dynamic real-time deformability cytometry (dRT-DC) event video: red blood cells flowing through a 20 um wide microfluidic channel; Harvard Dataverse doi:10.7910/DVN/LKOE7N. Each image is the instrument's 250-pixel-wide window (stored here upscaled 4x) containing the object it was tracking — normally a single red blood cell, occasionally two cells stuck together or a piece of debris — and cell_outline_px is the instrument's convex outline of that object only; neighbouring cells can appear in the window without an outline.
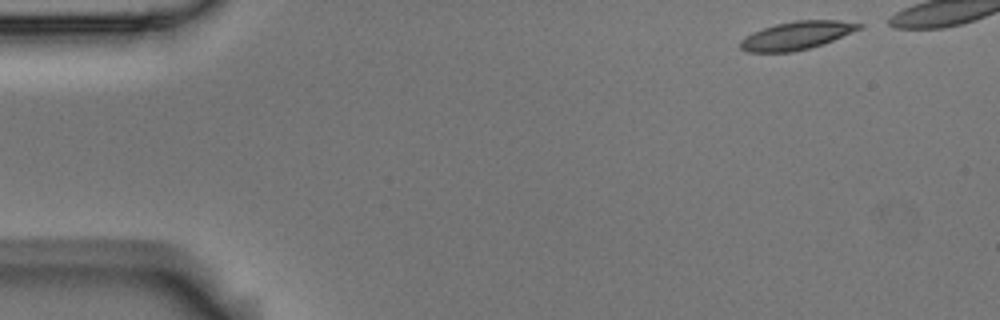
{"species": "Egyptian fruit bat (a non-hibernating species)", "species_latin": "Rousettus aegyptiacus", "temperature_condition": "room temperature", "stored_images_in_passage": 5, "camera_frame_rate_fps": 3000, "um_per_image_px": 0.085, "animal": {"sex": "male"}, "frame": {"image": 1, "passage_image": 1, "time_ms": 0.0, "image_size_px": [1000, 320], "cell_outline_px": [[864, 24], [860, 28], [832, 40], [808, 48], [792, 52], [748, 52], [740, 48], [740, 40], [752, 32], [776, 24], [796, 20], [840, 20]], "centroid_in_image_um": [67.68, 3.01], "position_along_channel_um": 17.3, "area_um2": 19.13}}
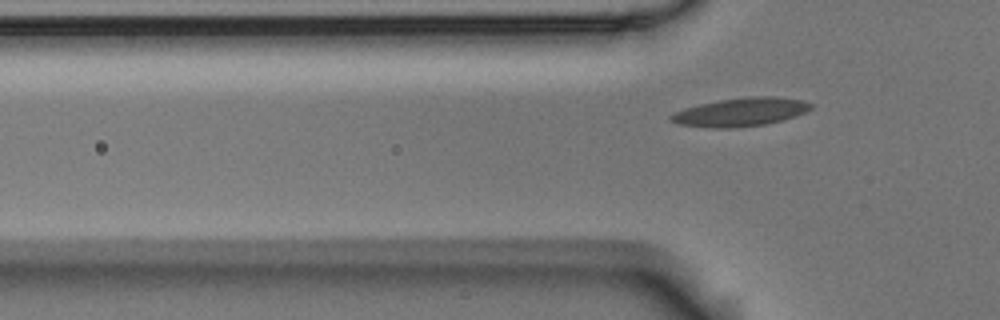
{"frame": {"image": 2, "passage_image": 5, "time_ms": 1.333, "image_size_px": [1000, 320], "cell_outline_px": [[812, 108], [804, 112], [780, 120], [764, 124], [732, 128], [716, 128], [680, 124], [668, 120], [668, 116], [684, 108], [700, 104], [720, 100], [748, 96], [772, 96], [800, 100], [812, 104]], "centroid_in_image_um": [62.9, 9.52], "position_along_channel_um": 62.9, "area_um2": 22.77}}